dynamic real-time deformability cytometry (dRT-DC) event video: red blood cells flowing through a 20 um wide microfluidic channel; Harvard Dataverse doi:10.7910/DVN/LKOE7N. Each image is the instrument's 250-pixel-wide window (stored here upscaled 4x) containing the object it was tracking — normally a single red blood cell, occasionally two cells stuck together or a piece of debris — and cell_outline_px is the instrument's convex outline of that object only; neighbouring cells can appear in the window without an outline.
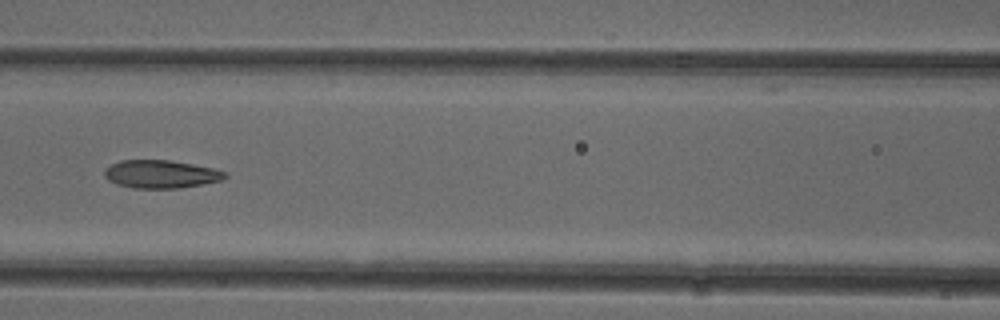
{"species": "common noctule bat (a hibernating species)", "species_latin": "Nyctalus noctula", "temperature_condition": "cold", "stored_images_in_passage": 7, "camera_frame_rate_fps": 3000, "um_per_image_px": 0.085, "animal": {"sex": "female"}, "frame": {"image": 1, "passage_image": 7, "time_ms": 2.0, "image_size_px": [1000, 320], "cell_outline_px": [[228, 176], [220, 180], [204, 184], [180, 188], [132, 188], [116, 184], [108, 180], [104, 176], [104, 168], [120, 160], [172, 160], [212, 168], [224, 172]], "centroid_in_image_um": [13.63, 14.8], "position_along_channel_um": 153.0, "area_um2": 19.71}}